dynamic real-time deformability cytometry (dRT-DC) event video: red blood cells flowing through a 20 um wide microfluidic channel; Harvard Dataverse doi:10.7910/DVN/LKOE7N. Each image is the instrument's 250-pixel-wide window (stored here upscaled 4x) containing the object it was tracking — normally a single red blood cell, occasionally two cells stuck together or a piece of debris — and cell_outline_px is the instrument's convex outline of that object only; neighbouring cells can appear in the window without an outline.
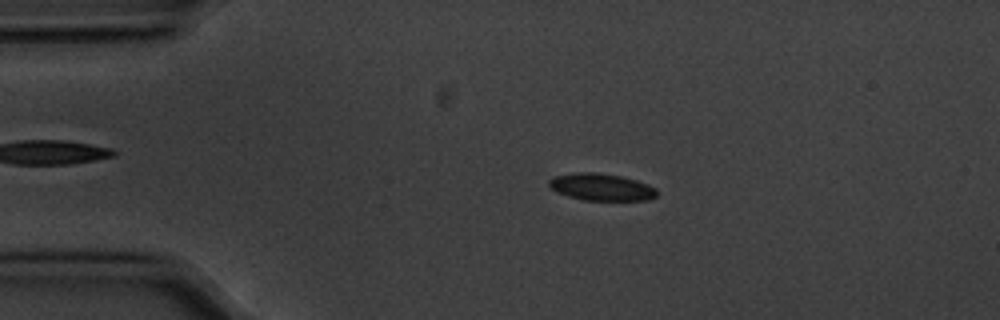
{"species": "common noctule bat (a hibernating species)", "species_latin": "Nyctalus noctula", "temperature_condition": "cold", "stored_images_in_passage": 56, "camera_frame_rate_fps": 3000, "um_per_image_px": 0.085, "animal": {"sex": "male", "body_mass_g": 20.1, "forearm_length_mm": 53.5}, "frame": {"image": 1, "passage_image": 11, "time_ms": 3.333, "image_size_px": [1000, 320], "cell_outline_px": [[656, 196], [648, 200], [584, 200], [568, 196], [556, 192], [548, 184], [548, 180], [556, 176], [580, 172], [592, 172], [620, 176], [636, 180], [648, 184], [656, 188]], "centroid_in_image_um": [51.12, 15.9], "position_along_channel_um": 33.9, "area_um2": 16.82}}
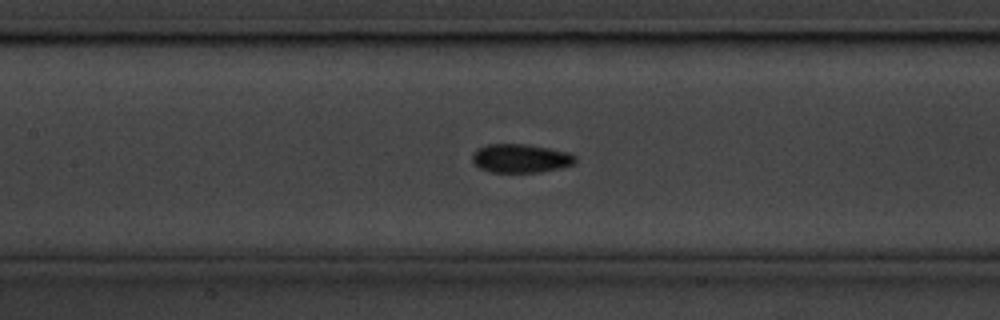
{"frame": {"image": 2, "passage_image": 25, "time_ms": 8.0, "image_size_px": [1000, 320], "cell_outline_px": [[576, 160], [572, 164], [540, 172], [488, 172], [472, 164], [472, 152], [488, 144], [524, 144], [548, 148], [568, 152], [576, 156]], "centroid_in_image_um": [44.19, 13.46], "position_along_channel_um": 163.2, "area_um2": 17.11}}
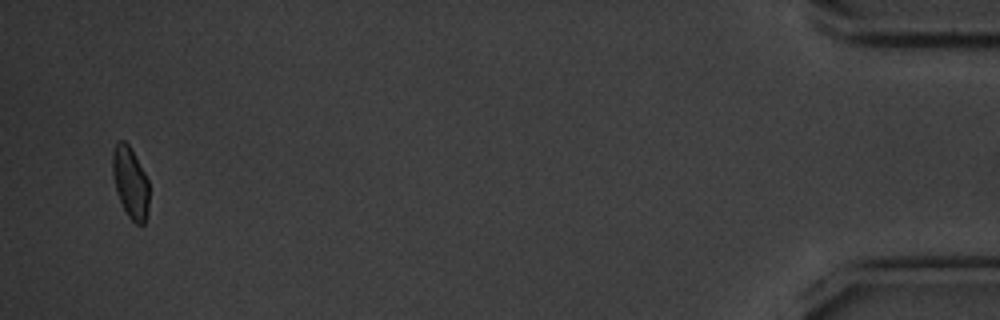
{"frame": {"image": 3, "passage_image": 54, "time_ms": 17.667, "image_size_px": [1000, 320], "cell_outline_px": [[148, 212], [144, 224], [136, 224], [128, 216], [116, 192], [112, 176], [112, 152], [116, 140], [124, 140], [128, 144], [144, 172], [148, 180]], "centroid_in_image_um": [11.06, 15.5], "position_along_channel_um": 424.1, "area_um2": 15.2}, "authors_computed_cell_mechanics": {"area_um2": 16.6753, "velocity_mm_per_s": 3.565, "shape_relaxation_time_tau1_ms": 3.2674, "shape_relaxation_time_tau2_ms": 3.5179, "deformation_change_tau1": 0.0769, "deformation_change_tau2": 0.0685}}